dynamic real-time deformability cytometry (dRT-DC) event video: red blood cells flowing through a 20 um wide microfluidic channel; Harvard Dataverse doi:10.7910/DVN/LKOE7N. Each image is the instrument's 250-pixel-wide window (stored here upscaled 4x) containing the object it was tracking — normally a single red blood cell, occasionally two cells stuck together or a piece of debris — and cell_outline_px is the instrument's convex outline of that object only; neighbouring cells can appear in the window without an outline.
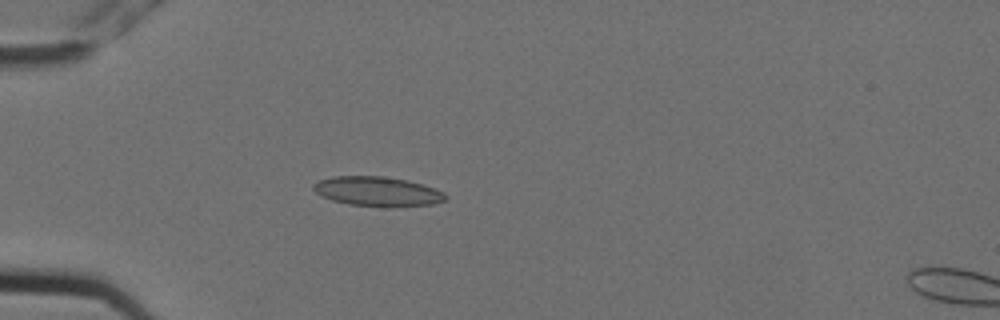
{"species": "Egyptian fruit bat (a non-hibernating species)", "species_latin": "Rousettus aegyptiacus", "temperature_condition": "cold", "stored_images_in_passage": 6, "camera_frame_rate_fps": 3000, "um_per_image_px": 0.085, "animal": {"sex": "female"}, "frame": {"image": 1, "passage_image": 5, "time_ms": 1.333, "image_size_px": [1000, 320], "cell_outline_px": [[448, 196], [444, 200], [432, 204], [348, 204], [332, 200], [316, 192], [312, 188], [312, 184], [320, 180], [332, 176], [380, 176], [408, 180], [424, 184], [444, 192]], "centroid_in_image_um": [32.05, 16.21], "position_along_channel_um": 52.9, "area_um2": 21.73}}